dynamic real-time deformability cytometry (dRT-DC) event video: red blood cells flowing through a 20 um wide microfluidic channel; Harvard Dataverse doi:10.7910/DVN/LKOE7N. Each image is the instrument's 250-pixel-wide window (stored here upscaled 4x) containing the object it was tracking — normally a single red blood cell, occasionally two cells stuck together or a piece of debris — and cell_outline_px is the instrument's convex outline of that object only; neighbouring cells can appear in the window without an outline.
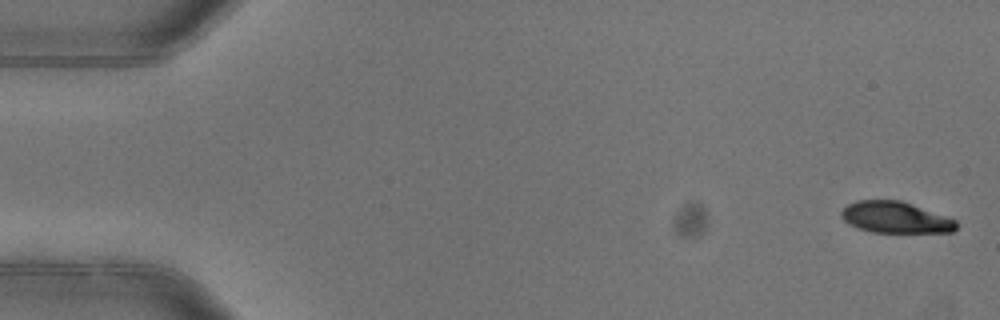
{"species": "common noctule bat (a hibernating species)", "species_latin": "Nyctalus noctula", "temperature_condition": "warm", "stored_images_in_passage": 3, "camera_frame_rate_fps": 3000, "um_per_image_px": 0.085, "animal": {"sex": "female"}, "frame": {"image": 1, "passage_image": 1, "time_ms": 0.0, "image_size_px": [1000, 320], "cell_outline_px": [[956, 228], [952, 232], [872, 232], [848, 224], [840, 216], [840, 212], [848, 204], [856, 200], [900, 200], [912, 204], [956, 220]], "centroid_in_image_um": [76.07, 18.47], "position_along_channel_um": 8.9, "area_um2": 20.81}}